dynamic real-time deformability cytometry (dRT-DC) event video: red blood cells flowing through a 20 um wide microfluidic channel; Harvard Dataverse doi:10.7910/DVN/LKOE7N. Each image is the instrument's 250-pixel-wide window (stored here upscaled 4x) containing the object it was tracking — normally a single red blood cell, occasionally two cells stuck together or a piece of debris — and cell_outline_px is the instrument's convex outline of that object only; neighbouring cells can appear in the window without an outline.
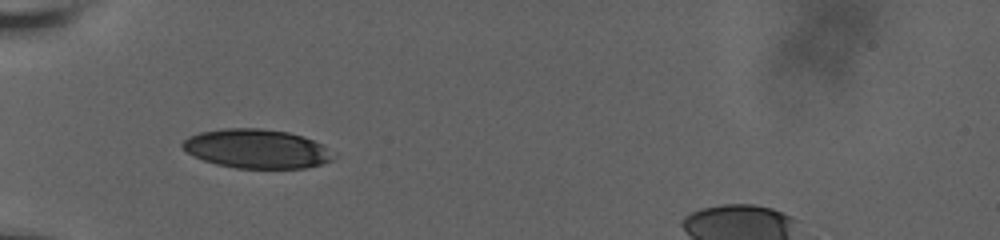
{"species": "human", "species_latin": "Homo sapiens", "temperature_condition": "room temperature", "stored_images_in_passage": 26, "camera_frame_rate_fps": 3000, "um_per_image_px": 0.085, "donor": {"sex": "male"}, "frame": {"image": 1, "passage_image": 2, "time_ms": 0.667, "image_size_px": [1000, 240], "cell_outline_px": [[336, 156], [332, 160], [320, 164], [304, 168], [236, 168], [216, 164], [204, 160], [188, 152], [180, 144], [188, 136], [200, 132], [224, 128], [260, 128], [288, 132], [304, 136], [320, 144]], "centroid_in_image_um": [21.8, 12.64], "position_along_channel_um": 63.2, "area_um2": 34.1}}
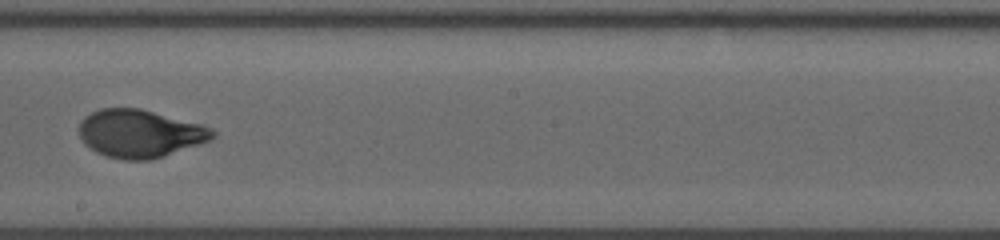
{"frame": {"image": 2, "passage_image": 12, "time_ms": 5.667, "image_size_px": [1000, 240], "cell_outline_px": [[216, 136], [200, 144], [152, 160], [124, 160], [104, 156], [96, 152], [84, 144], [80, 136], [80, 120], [84, 116], [100, 108], [140, 108], [200, 124], [212, 128], [216, 132]], "centroid_in_image_um": [11.87, 11.36], "position_along_channel_um": 236.3, "area_um2": 37.34}}
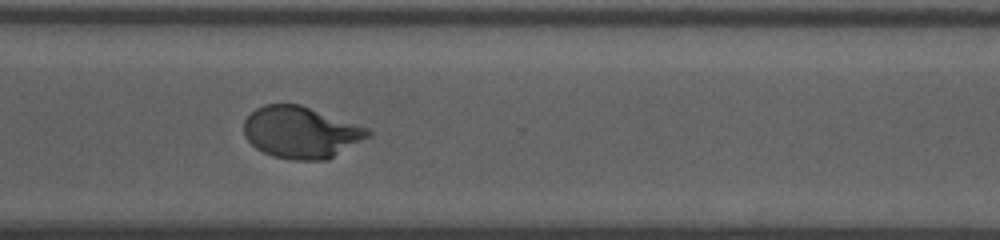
{"frame": {"image": 3, "passage_image": 18, "time_ms": 8.667, "image_size_px": [1000, 240], "cell_outline_px": [[372, 136], [328, 160], [296, 160], [272, 156], [256, 148], [244, 136], [244, 120], [256, 108], [264, 104], [300, 104], [368, 128], [372, 132]], "centroid_in_image_um": [25.6, 11.25], "position_along_channel_um": 345.0, "area_um2": 37.51}, "authors_computed_cell_mechanics": {"area_um2": 37.0498, "velocity_mm_per_s": 3.632, "shape_relaxation_time_tau1_ms": 3.4474, "shape_relaxation_time_tau2_ms": null, "deformation_change_tau1": 0.1813, "deformation_change_tau2": null}}